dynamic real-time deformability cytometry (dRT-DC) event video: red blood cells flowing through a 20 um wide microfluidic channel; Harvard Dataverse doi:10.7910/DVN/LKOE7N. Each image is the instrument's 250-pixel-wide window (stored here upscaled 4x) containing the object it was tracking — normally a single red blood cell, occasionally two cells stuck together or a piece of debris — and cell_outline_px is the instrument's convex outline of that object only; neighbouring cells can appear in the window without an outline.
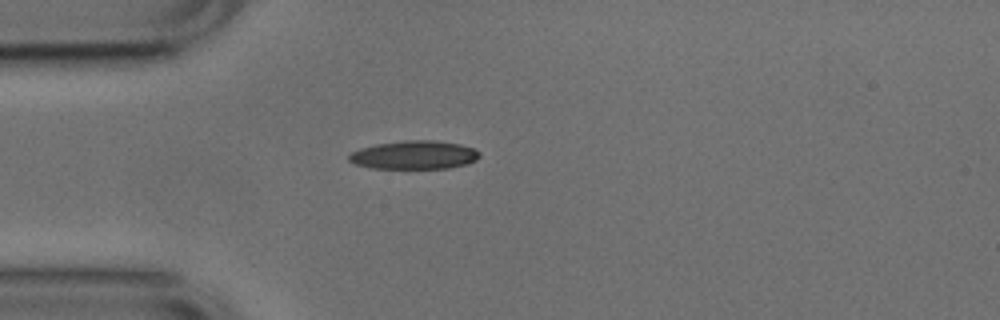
{"species": "common noctule bat (a hibernating species)", "species_latin": "Nyctalus noctula", "temperature_condition": "cold", "stored_images_in_passage": 18, "camera_frame_rate_fps": 3000, "um_per_image_px": 0.085, "animal": {"sex": "male", "body_mass_g": 17.9, "forearm_length_mm": 54.2}, "frame": {"image": 1, "passage_image": 1, "time_ms": 0.0, "image_size_px": [1000, 320], "cell_outline_px": [[480, 156], [476, 160], [468, 164], [448, 168], [368, 168], [356, 164], [348, 160], [348, 156], [352, 152], [360, 148], [376, 144], [404, 140], [436, 140], [460, 144], [476, 148], [480, 152]], "centroid_in_image_um": [35.24, 13.16], "position_along_channel_um": 49.8, "area_um2": 21.85}}